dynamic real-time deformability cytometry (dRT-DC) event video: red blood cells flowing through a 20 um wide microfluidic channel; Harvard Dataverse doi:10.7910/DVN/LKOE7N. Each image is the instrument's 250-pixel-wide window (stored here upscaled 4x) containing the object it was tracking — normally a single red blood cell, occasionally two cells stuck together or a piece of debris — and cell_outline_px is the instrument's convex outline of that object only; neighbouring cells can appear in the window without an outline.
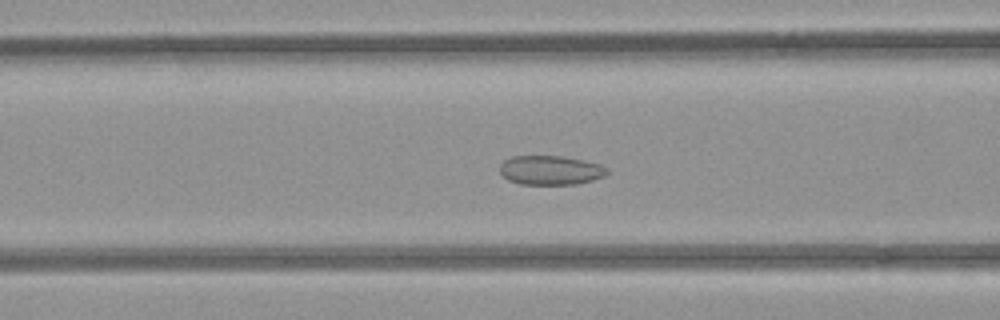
{"species": "common noctule bat (a hibernating species)", "species_latin": "Nyctalus noctula", "temperature_condition": "room temperature", "stored_images_in_passage": 54, "camera_frame_rate_fps": 3000, "um_per_image_px": 0.085, "animal": {"sex": "female", "body_mass_g": 21.9}, "frame": {"image": 1, "passage_image": 21, "time_ms": 6.667, "image_size_px": [1000, 320], "cell_outline_px": [[608, 172], [604, 176], [592, 180], [576, 184], [520, 184], [508, 180], [500, 172], [500, 164], [504, 160], [512, 156], [560, 156], [584, 160], [600, 164], [608, 168]], "centroid_in_image_um": [46.79, 14.46], "position_along_channel_um": 119.8, "area_um2": 18.26}}
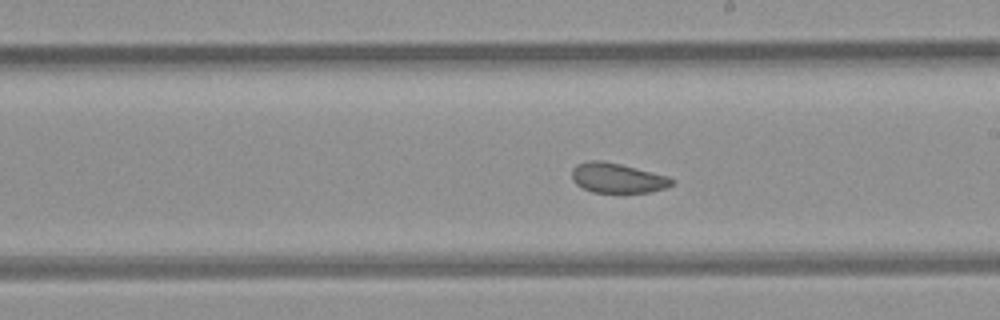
{"frame": {"image": 2, "passage_image": 30, "time_ms": 9.667, "image_size_px": [1000, 320], "cell_outline_px": [[676, 180], [668, 188], [652, 192], [624, 196], [592, 192], [576, 184], [572, 180], [572, 168], [576, 164], [592, 160], [600, 160], [620, 164], [668, 176]], "centroid_in_image_um": [52.51, 15.19], "position_along_channel_um": 236.5, "area_um2": 18.26}}
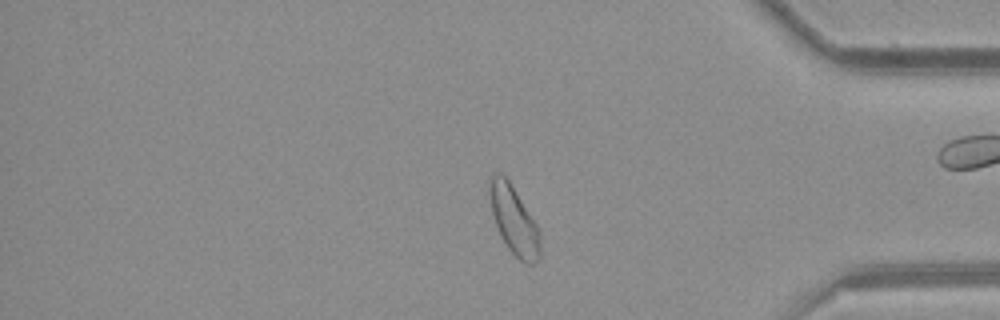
{"frame": {"image": 3, "passage_image": 44, "time_ms": 14.333, "image_size_px": [1000, 320], "cell_outline_px": [[540, 256], [532, 264], [524, 264], [508, 248], [500, 236], [492, 212], [488, 188], [492, 176], [496, 172], [500, 172], [508, 180], [516, 192], [536, 224], [540, 232]], "centroid_in_image_um": [43.68, 18.74], "position_along_channel_um": 391.5, "area_um2": 19.77}, "authors_computed_cell_mechanics": {"area_um2": 20.519, "velocity_mm_per_s": 3.8884, "shape_relaxation_time_tau1_ms": null, "shape_relaxation_time_tau2_ms": 3.0951, "deformation_change_tau1": null, "deformation_change_tau2": 0.0627}}